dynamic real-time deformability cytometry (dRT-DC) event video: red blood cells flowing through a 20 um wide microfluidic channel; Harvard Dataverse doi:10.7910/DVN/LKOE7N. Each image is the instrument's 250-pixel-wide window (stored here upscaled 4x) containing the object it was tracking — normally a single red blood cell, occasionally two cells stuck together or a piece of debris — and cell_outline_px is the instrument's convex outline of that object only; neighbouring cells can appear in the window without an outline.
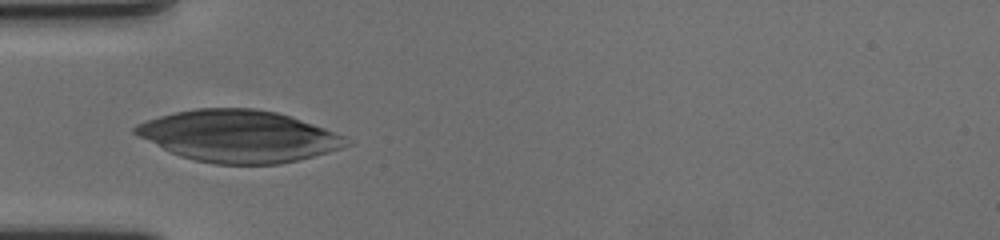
{"species": "human", "species_latin": "Homo sapiens", "temperature_condition": "cold", "stored_images_in_passage": 28, "segment_of_instrument_passage": [1, 2], "camera_frame_rate_fps": 3000, "um_per_image_px": 0.085, "donor": {"sex": "female"}, "frame": {"image": 1, "passage_image": 4, "time_ms": 1.0, "image_size_px": [1000, 240], "cell_outline_px": [[352, 144], [328, 152], [280, 164], [212, 164], [180, 156], [132, 132], [132, 128], [136, 124], [160, 116], [176, 112], [196, 108], [252, 108], [276, 112], [324, 128], [344, 136]], "centroid_in_image_um": [20.29, 11.57], "position_along_channel_um": 64.7, "area_um2": 62.89}}